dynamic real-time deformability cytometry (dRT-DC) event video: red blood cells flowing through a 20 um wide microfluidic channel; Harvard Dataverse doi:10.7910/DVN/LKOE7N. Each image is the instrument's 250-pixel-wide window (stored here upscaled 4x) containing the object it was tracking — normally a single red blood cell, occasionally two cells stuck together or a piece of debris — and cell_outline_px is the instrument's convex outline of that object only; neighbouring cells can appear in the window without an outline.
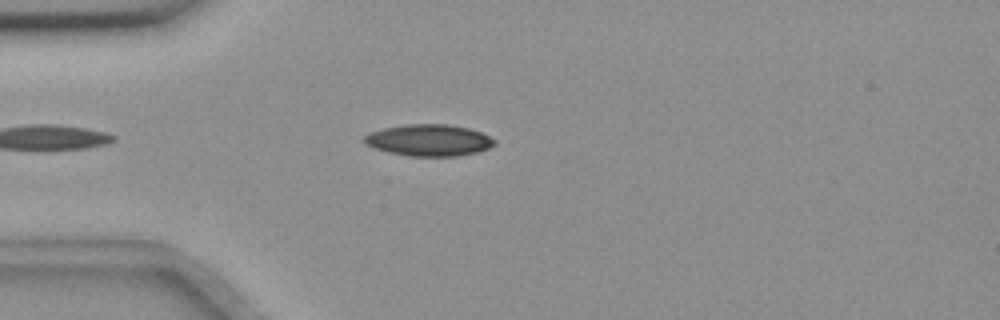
{"species": "common noctule bat (a hibernating species)", "species_latin": "Nyctalus noctula", "temperature_condition": "room temperature", "stored_images_in_passage": 15, "camera_frame_rate_fps": 3000, "um_per_image_px": 0.085, "animal": {"sex": "female", "body_mass_g": 18.4}, "frame": {"image": 1, "passage_image": 7, "time_ms": 2.0, "image_size_px": [1000, 320], "cell_outline_px": [[496, 144], [488, 148], [476, 152], [456, 156], [408, 156], [388, 152], [364, 144], [364, 136], [372, 132], [384, 128], [408, 124], [448, 124], [468, 128], [480, 132], [496, 140]], "centroid_in_image_um": [36.46, 11.92], "position_along_channel_um": 48.5, "area_um2": 23.81}}
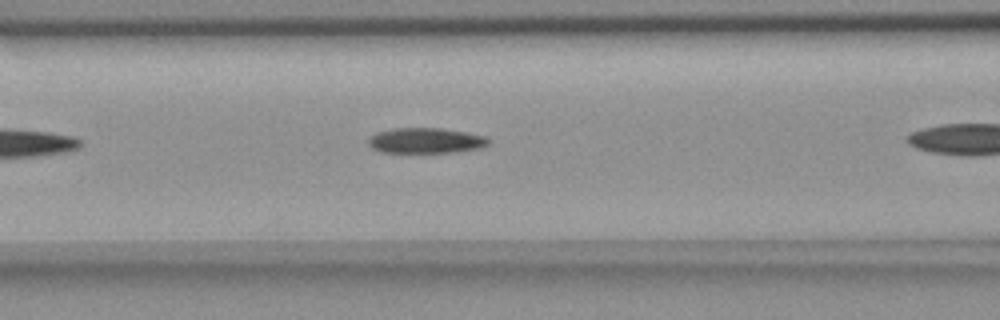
{"frame": {"image": 2, "passage_image": 11, "time_ms": 3.333, "image_size_px": [1000, 320], "cell_outline_px": [[488, 144], [480, 148], [452, 152], [380, 152], [372, 148], [368, 144], [368, 140], [376, 132], [392, 128], [440, 128], [464, 132], [484, 136], [488, 140]], "centroid_in_image_um": [36.13, 11.94], "position_along_channel_um": 130.5, "area_um2": 17.57}}